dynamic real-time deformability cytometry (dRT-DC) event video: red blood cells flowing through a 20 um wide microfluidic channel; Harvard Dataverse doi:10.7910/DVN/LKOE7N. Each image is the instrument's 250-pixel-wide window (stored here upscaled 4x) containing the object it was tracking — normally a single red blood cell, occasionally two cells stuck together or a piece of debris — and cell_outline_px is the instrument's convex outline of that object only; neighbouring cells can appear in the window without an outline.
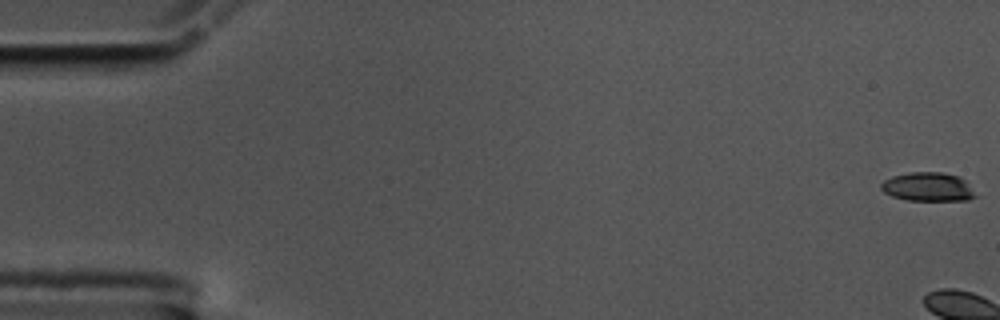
{"species": "common noctule bat (a hibernating species)", "species_latin": "Nyctalus noctula", "temperature_condition": "cold", "stored_images_in_passage": 5, "camera_frame_rate_fps": 3000, "um_per_image_px": 0.085, "animal": {"sex": "male", "body_mass_g": 17.5, "forearm_length_mm": 52.3}, "frame": {"image": 1, "passage_image": 1, "time_ms": 0.0, "image_size_px": [1000, 320], "cell_outline_px": [[976, 196], [968, 200], [908, 200], [892, 196], [884, 192], [880, 188], [880, 184], [884, 180], [892, 176], [912, 172], [944, 172], [960, 176], [964, 180]], "centroid_in_image_um": [78.84, 15.87], "position_along_channel_um": 6.2, "area_um2": 15.72}}